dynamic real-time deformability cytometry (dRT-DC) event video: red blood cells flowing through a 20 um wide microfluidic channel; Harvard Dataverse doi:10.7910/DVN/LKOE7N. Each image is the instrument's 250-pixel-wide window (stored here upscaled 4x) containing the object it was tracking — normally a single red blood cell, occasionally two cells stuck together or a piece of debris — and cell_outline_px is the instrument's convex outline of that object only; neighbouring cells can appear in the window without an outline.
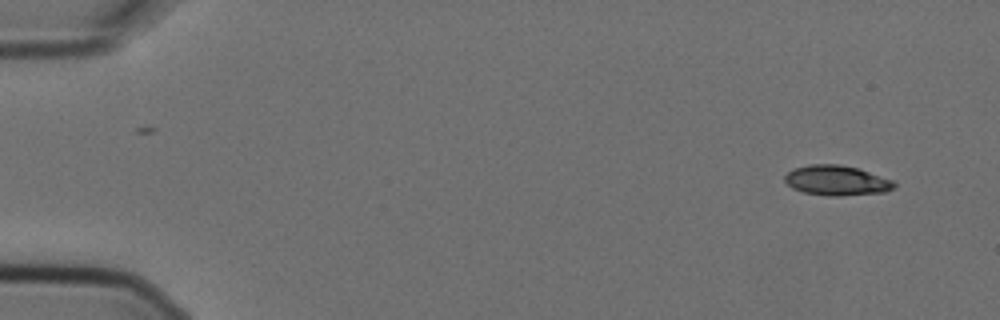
{"species": "Egyptian fruit bat (a non-hibernating species)", "species_latin": "Rousettus aegyptiacus", "temperature_condition": "cold", "stored_images_in_passage": 5, "segment_of_instrument_passage": [1, 2], "camera_frame_rate_fps": 3000, "um_per_image_px": 0.085, "animal": {"sex": "female"}, "frame": {"image": 1, "passage_image": 1, "time_ms": 0.0, "image_size_px": [1000, 320], "cell_outline_px": [[896, 188], [884, 192], [840, 196], [832, 196], [804, 192], [792, 188], [784, 180], [784, 176], [792, 168], [808, 164], [840, 164], [856, 168], [892, 180], [896, 184]], "centroid_in_image_um": [71.09, 15.33], "position_along_channel_um": 13.9, "area_um2": 19.07}}